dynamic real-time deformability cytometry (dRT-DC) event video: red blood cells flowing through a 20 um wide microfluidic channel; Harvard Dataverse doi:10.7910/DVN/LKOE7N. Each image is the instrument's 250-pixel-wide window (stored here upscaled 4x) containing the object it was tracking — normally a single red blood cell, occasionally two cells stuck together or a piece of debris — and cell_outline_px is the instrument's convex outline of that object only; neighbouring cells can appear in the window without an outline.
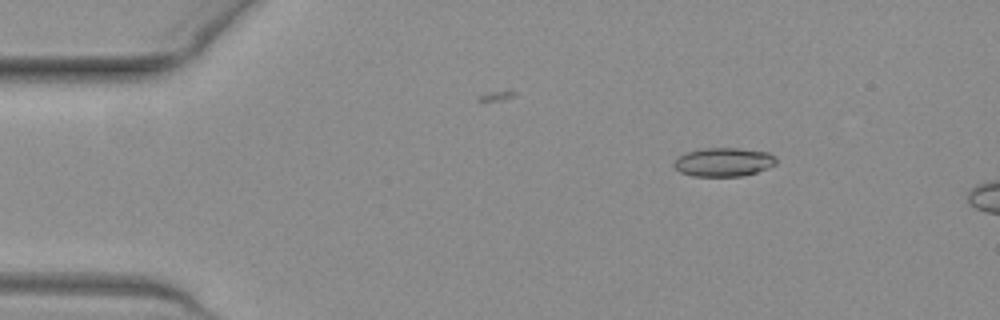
{"species": "common noctule bat (a hibernating species)", "species_latin": "Nyctalus noctula", "temperature_condition": "warm", "stored_images_in_passage": 9, "camera_frame_rate_fps": 3000, "um_per_image_px": 0.085, "animal": {"sex": "female", "body_mass_g": 19.3, "forearm_length_mm": 54.1}, "frame": {"image": 1, "passage_image": 1, "time_ms": 0.0, "image_size_px": [1000, 320], "cell_outline_px": [[776, 164], [768, 168], [744, 176], [692, 176], [680, 172], [672, 164], [684, 152], [700, 148], [740, 148], [768, 152], [776, 156]], "centroid_in_image_um": [61.51, 13.77], "position_along_channel_um": 23.5, "area_um2": 17.28}}